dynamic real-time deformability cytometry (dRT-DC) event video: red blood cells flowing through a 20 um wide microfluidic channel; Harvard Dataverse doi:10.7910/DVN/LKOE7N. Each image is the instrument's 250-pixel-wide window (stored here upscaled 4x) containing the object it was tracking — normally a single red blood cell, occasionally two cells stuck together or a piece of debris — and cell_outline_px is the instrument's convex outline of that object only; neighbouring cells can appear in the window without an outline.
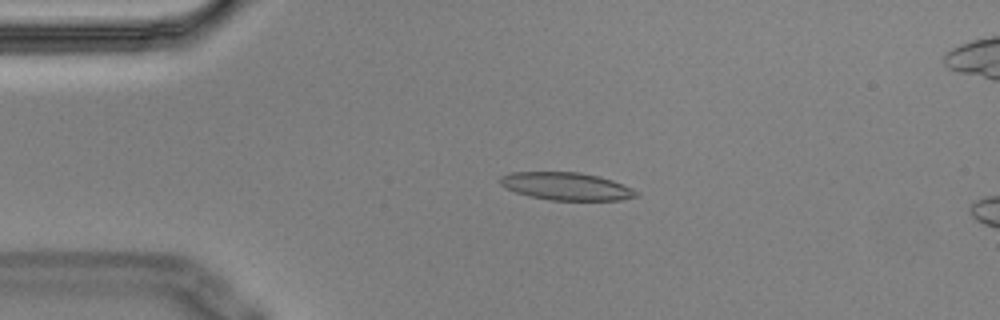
{"species": "Egyptian fruit bat (a non-hibernating species)", "species_latin": "Rousettus aegyptiacus", "temperature_condition": "cold", "stored_images_in_passage": 4, "camera_frame_rate_fps": 3000, "um_per_image_px": 0.085, "animal": {"sex": "male"}, "frame": {"image": 1, "passage_image": 2, "time_ms": 0.333, "image_size_px": [1000, 320], "cell_outline_px": [[640, 196], [620, 200], [552, 200], [532, 196], [516, 192], [500, 184], [500, 176], [512, 172], [580, 172], [600, 176], [612, 180], [632, 188], [640, 192]], "centroid_in_image_um": [48.2, 15.83], "position_along_channel_um": 36.8, "area_um2": 21.91}}